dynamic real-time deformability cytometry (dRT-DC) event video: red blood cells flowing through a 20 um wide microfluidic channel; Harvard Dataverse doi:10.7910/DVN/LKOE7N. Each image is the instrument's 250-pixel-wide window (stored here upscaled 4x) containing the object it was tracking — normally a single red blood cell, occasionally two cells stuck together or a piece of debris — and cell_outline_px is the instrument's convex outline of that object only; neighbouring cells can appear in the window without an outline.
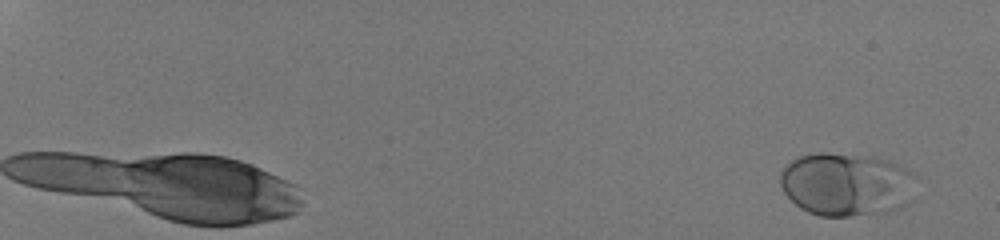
{"species": "human", "species_latin": "Homo sapiens", "temperature_condition": "room temperature", "stored_images_in_passage": 50, "camera_frame_rate_fps": 3000, "um_per_image_px": 0.085, "donor": {"sex": "male"}, "frame": {"image": 1, "passage_image": 4, "time_ms": 1.0, "image_size_px": [1000, 240], "cell_outline_px": [[920, 176], [912, 200], [908, 204], [900, 208], [888, 212], [848, 216], [820, 216], [808, 212], [800, 208], [784, 192], [780, 184], [780, 172], [796, 156], [820, 152], [828, 152], [872, 156], [888, 160]], "centroid_in_image_um": [72.01, 15.66], "position_along_channel_um": 13.0, "area_um2": 51.1}}
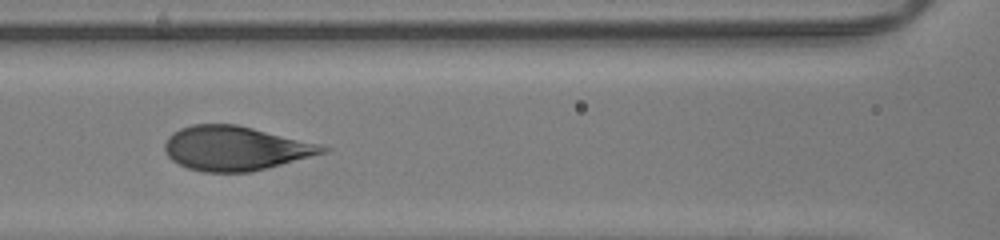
{"frame": {"image": 2, "passage_image": 31, "time_ms": 10.0, "image_size_px": [1000, 240], "cell_outline_px": [[332, 148], [328, 152], [252, 172], [204, 172], [188, 168], [172, 160], [164, 152], [164, 144], [168, 136], [172, 132], [180, 128], [192, 124], [236, 124], [320, 144]], "centroid_in_image_um": [20.0, 12.61], "position_along_channel_um": 146.6, "area_um2": 40.81}}
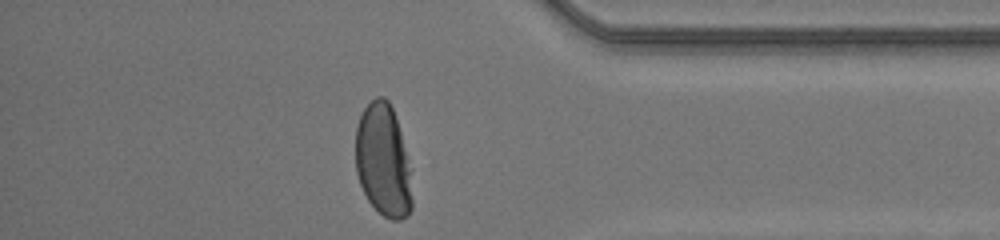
{"frame": {"image": 3, "passage_image": 50, "time_ms": 16.333, "image_size_px": [1000, 240], "cell_outline_px": [[412, 208], [408, 216], [400, 220], [392, 220], [384, 216], [368, 200], [360, 184], [356, 172], [356, 128], [360, 116], [364, 108], [376, 96], [384, 96], [388, 100], [392, 108], [400, 132], [408, 160], [412, 200]], "centroid_in_image_um": [32.56, 13.66], "position_along_channel_um": 402.6, "area_um2": 36.76}, "authors_computed_cell_mechanics": {"area_um2": 43.1188, "velocity_mm_per_s": 4.184, "shape_relaxation_time_tau1_ms": 2.8125, "shape_relaxation_time_tau2_ms": null, "deformation_change_tau1": 0.1658, "deformation_change_tau2": null}}